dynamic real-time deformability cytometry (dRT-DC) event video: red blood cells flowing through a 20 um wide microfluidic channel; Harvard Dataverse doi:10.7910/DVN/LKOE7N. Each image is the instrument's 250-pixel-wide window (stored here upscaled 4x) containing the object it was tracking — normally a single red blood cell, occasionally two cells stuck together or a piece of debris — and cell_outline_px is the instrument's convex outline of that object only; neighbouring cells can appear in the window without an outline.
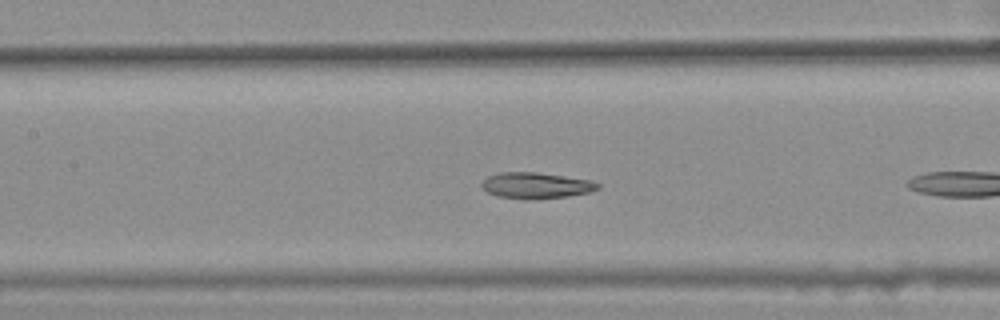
{"species": "common noctule bat (a hibernating species)", "species_latin": "Nyctalus noctula", "temperature_condition": "warm", "stored_images_in_passage": 31, "camera_frame_rate_fps": 3000, "um_per_image_px": 0.085, "animal": {"sex": "female", "body_mass_g": 25.1}, "frame": {"image": 1, "passage_image": 9, "time_ms": 2.667, "image_size_px": [1000, 320], "cell_outline_px": [[600, 188], [592, 192], [568, 196], [532, 200], [524, 200], [496, 196], [488, 192], [480, 184], [488, 176], [500, 172], [536, 172], [588, 180], [600, 184]], "centroid_in_image_um": [45.55, 15.78], "position_along_channel_um": 161.8, "area_um2": 17.69}}
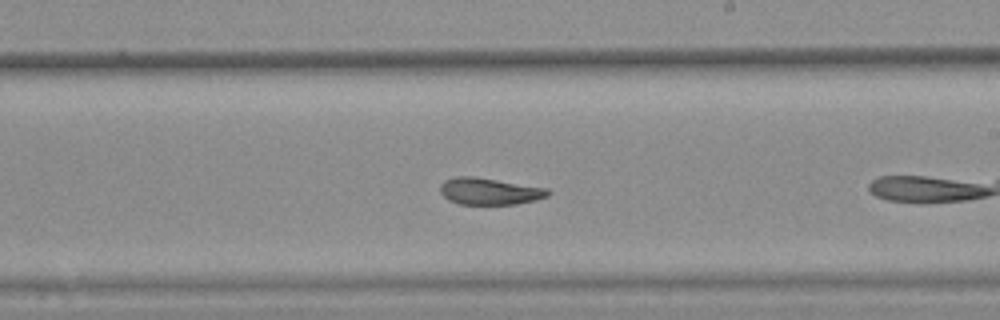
{"frame": {"image": 2, "passage_image": 16, "time_ms": 5.0, "image_size_px": [1000, 320], "cell_outline_px": [[552, 192], [548, 196], [536, 200], [516, 204], [460, 204], [448, 200], [440, 192], [440, 184], [444, 180], [456, 176], [472, 176], [548, 188]], "centroid_in_image_um": [41.61, 16.26], "position_along_channel_um": 247.4, "area_um2": 16.88}}
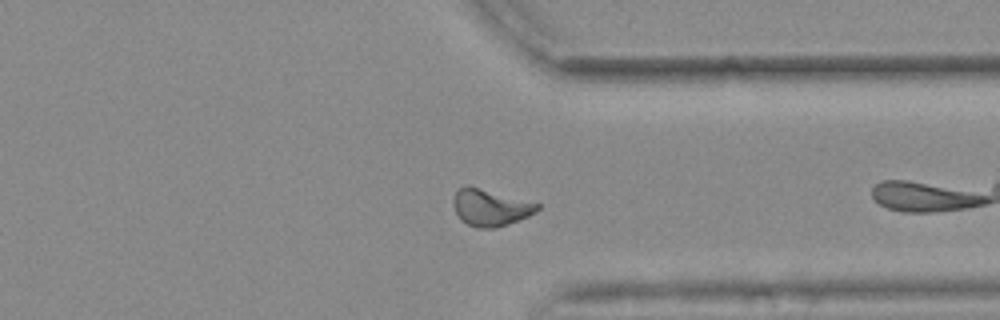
{"frame": {"image": 3, "passage_image": 26, "time_ms": 8.333, "image_size_px": [1000, 320], "cell_outline_px": [[540, 208], [536, 212], [520, 220], [496, 228], [476, 228], [460, 220], [452, 204], [452, 200], [456, 192], [460, 188], [476, 188], [540, 204]], "centroid_in_image_um": [41.68, 17.7], "position_along_channel_um": 369.7, "area_um2": 17.46}, "authors_computed_cell_mechanics": {"area_um2": 17.4556, "velocity_mm_per_s": 3.6804, "shape_relaxation_time_tau1_ms": null, "shape_relaxation_time_tau2_ms": 2.2145, "deformation_change_tau1": null, "deformation_change_tau2": 0.0626}}